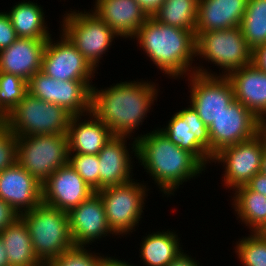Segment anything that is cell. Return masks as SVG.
I'll use <instances>...</instances> for the list:
<instances>
[{"instance_id":"obj_1","label":"cell","mask_w":266,"mask_h":266,"mask_svg":"<svg viewBox=\"0 0 266 266\" xmlns=\"http://www.w3.org/2000/svg\"><path fill=\"white\" fill-rule=\"evenodd\" d=\"M134 139L131 154L146 170L159 190L169 197L191 178L200 176L205 166L189 151L171 142L158 128Z\"/></svg>"},{"instance_id":"obj_2","label":"cell","mask_w":266,"mask_h":266,"mask_svg":"<svg viewBox=\"0 0 266 266\" xmlns=\"http://www.w3.org/2000/svg\"><path fill=\"white\" fill-rule=\"evenodd\" d=\"M112 85L100 90L92 87L91 112L114 136L131 137L150 113L158 96V85L143 80Z\"/></svg>"},{"instance_id":"obj_3","label":"cell","mask_w":266,"mask_h":266,"mask_svg":"<svg viewBox=\"0 0 266 266\" xmlns=\"http://www.w3.org/2000/svg\"><path fill=\"white\" fill-rule=\"evenodd\" d=\"M135 38L144 54L170 78L180 79L184 74L195 73L192 61L196 57V35L193 32L160 23L150 16Z\"/></svg>"},{"instance_id":"obj_4","label":"cell","mask_w":266,"mask_h":266,"mask_svg":"<svg viewBox=\"0 0 266 266\" xmlns=\"http://www.w3.org/2000/svg\"><path fill=\"white\" fill-rule=\"evenodd\" d=\"M20 218L28 228L34 253L42 264L75 247L66 212L41 202Z\"/></svg>"},{"instance_id":"obj_5","label":"cell","mask_w":266,"mask_h":266,"mask_svg":"<svg viewBox=\"0 0 266 266\" xmlns=\"http://www.w3.org/2000/svg\"><path fill=\"white\" fill-rule=\"evenodd\" d=\"M72 114L29 92L10 112L5 124L15 136L67 134Z\"/></svg>"},{"instance_id":"obj_6","label":"cell","mask_w":266,"mask_h":266,"mask_svg":"<svg viewBox=\"0 0 266 266\" xmlns=\"http://www.w3.org/2000/svg\"><path fill=\"white\" fill-rule=\"evenodd\" d=\"M16 162L43 184L58 168L68 164L67 134L16 136Z\"/></svg>"},{"instance_id":"obj_7","label":"cell","mask_w":266,"mask_h":266,"mask_svg":"<svg viewBox=\"0 0 266 266\" xmlns=\"http://www.w3.org/2000/svg\"><path fill=\"white\" fill-rule=\"evenodd\" d=\"M134 180L96 191L103 201L108 226L116 236L135 231L144 212L149 188Z\"/></svg>"},{"instance_id":"obj_8","label":"cell","mask_w":266,"mask_h":266,"mask_svg":"<svg viewBox=\"0 0 266 266\" xmlns=\"http://www.w3.org/2000/svg\"><path fill=\"white\" fill-rule=\"evenodd\" d=\"M61 31L96 69L102 55L108 52L114 38L119 37L93 11H68L63 15Z\"/></svg>"},{"instance_id":"obj_9","label":"cell","mask_w":266,"mask_h":266,"mask_svg":"<svg viewBox=\"0 0 266 266\" xmlns=\"http://www.w3.org/2000/svg\"><path fill=\"white\" fill-rule=\"evenodd\" d=\"M219 66V76L252 64V49L246 43L240 27L199 32L196 35V57ZM212 62V63H211Z\"/></svg>"},{"instance_id":"obj_10","label":"cell","mask_w":266,"mask_h":266,"mask_svg":"<svg viewBox=\"0 0 266 266\" xmlns=\"http://www.w3.org/2000/svg\"><path fill=\"white\" fill-rule=\"evenodd\" d=\"M188 80L189 103L205 126L209 127L235 100L232 84L226 76L211 73V70L208 72L203 66H197L195 73L188 76Z\"/></svg>"},{"instance_id":"obj_11","label":"cell","mask_w":266,"mask_h":266,"mask_svg":"<svg viewBox=\"0 0 266 266\" xmlns=\"http://www.w3.org/2000/svg\"><path fill=\"white\" fill-rule=\"evenodd\" d=\"M92 81L56 80L43 72L28 81V92L41 100L63 107L73 116L91 112Z\"/></svg>"},{"instance_id":"obj_12","label":"cell","mask_w":266,"mask_h":266,"mask_svg":"<svg viewBox=\"0 0 266 266\" xmlns=\"http://www.w3.org/2000/svg\"><path fill=\"white\" fill-rule=\"evenodd\" d=\"M266 145L264 135L259 132L251 139L223 148L212 158V163L221 162L225 173L223 186L234 191L246 185L261 171L262 154Z\"/></svg>"},{"instance_id":"obj_13","label":"cell","mask_w":266,"mask_h":266,"mask_svg":"<svg viewBox=\"0 0 266 266\" xmlns=\"http://www.w3.org/2000/svg\"><path fill=\"white\" fill-rule=\"evenodd\" d=\"M60 36L57 42L51 37L46 41L41 72L61 81H92L97 69L83 57L63 32Z\"/></svg>"},{"instance_id":"obj_14","label":"cell","mask_w":266,"mask_h":266,"mask_svg":"<svg viewBox=\"0 0 266 266\" xmlns=\"http://www.w3.org/2000/svg\"><path fill=\"white\" fill-rule=\"evenodd\" d=\"M210 155L251 139L260 132V121L242 103L234 100L208 127Z\"/></svg>"},{"instance_id":"obj_15","label":"cell","mask_w":266,"mask_h":266,"mask_svg":"<svg viewBox=\"0 0 266 266\" xmlns=\"http://www.w3.org/2000/svg\"><path fill=\"white\" fill-rule=\"evenodd\" d=\"M175 145L192 153L205 167L212 163L209 129L189 105L174 113L165 128H159Z\"/></svg>"},{"instance_id":"obj_16","label":"cell","mask_w":266,"mask_h":266,"mask_svg":"<svg viewBox=\"0 0 266 266\" xmlns=\"http://www.w3.org/2000/svg\"><path fill=\"white\" fill-rule=\"evenodd\" d=\"M95 193L69 164L58 168L42 184V202L66 213Z\"/></svg>"},{"instance_id":"obj_17","label":"cell","mask_w":266,"mask_h":266,"mask_svg":"<svg viewBox=\"0 0 266 266\" xmlns=\"http://www.w3.org/2000/svg\"><path fill=\"white\" fill-rule=\"evenodd\" d=\"M67 214L75 246L88 247V244L96 242L97 239L100 240L102 236H109V234L115 236L108 226L104 204L97 193L71 209Z\"/></svg>"},{"instance_id":"obj_18","label":"cell","mask_w":266,"mask_h":266,"mask_svg":"<svg viewBox=\"0 0 266 266\" xmlns=\"http://www.w3.org/2000/svg\"><path fill=\"white\" fill-rule=\"evenodd\" d=\"M0 198L21 215L42 202V184L15 162L0 172Z\"/></svg>"},{"instance_id":"obj_19","label":"cell","mask_w":266,"mask_h":266,"mask_svg":"<svg viewBox=\"0 0 266 266\" xmlns=\"http://www.w3.org/2000/svg\"><path fill=\"white\" fill-rule=\"evenodd\" d=\"M47 40L18 37L8 48L0 51V72L17 75L28 82L41 71Z\"/></svg>"},{"instance_id":"obj_20","label":"cell","mask_w":266,"mask_h":266,"mask_svg":"<svg viewBox=\"0 0 266 266\" xmlns=\"http://www.w3.org/2000/svg\"><path fill=\"white\" fill-rule=\"evenodd\" d=\"M91 11L118 36L131 40L150 17L136 0H95Z\"/></svg>"},{"instance_id":"obj_21","label":"cell","mask_w":266,"mask_h":266,"mask_svg":"<svg viewBox=\"0 0 266 266\" xmlns=\"http://www.w3.org/2000/svg\"><path fill=\"white\" fill-rule=\"evenodd\" d=\"M233 87L234 99L242 103L259 121L266 117V72L249 64L226 76Z\"/></svg>"},{"instance_id":"obj_22","label":"cell","mask_w":266,"mask_h":266,"mask_svg":"<svg viewBox=\"0 0 266 266\" xmlns=\"http://www.w3.org/2000/svg\"><path fill=\"white\" fill-rule=\"evenodd\" d=\"M126 138L129 137L113 136L97 154L99 159V190L133 179V158L129 154L128 139Z\"/></svg>"},{"instance_id":"obj_23","label":"cell","mask_w":266,"mask_h":266,"mask_svg":"<svg viewBox=\"0 0 266 266\" xmlns=\"http://www.w3.org/2000/svg\"><path fill=\"white\" fill-rule=\"evenodd\" d=\"M85 116L84 119L82 115L72 116L70 120L67 133L69 153L97 155L114 135L92 112Z\"/></svg>"},{"instance_id":"obj_24","label":"cell","mask_w":266,"mask_h":266,"mask_svg":"<svg viewBox=\"0 0 266 266\" xmlns=\"http://www.w3.org/2000/svg\"><path fill=\"white\" fill-rule=\"evenodd\" d=\"M248 0H198L195 35L240 27Z\"/></svg>"},{"instance_id":"obj_25","label":"cell","mask_w":266,"mask_h":266,"mask_svg":"<svg viewBox=\"0 0 266 266\" xmlns=\"http://www.w3.org/2000/svg\"><path fill=\"white\" fill-rule=\"evenodd\" d=\"M141 243L139 257L146 266H167L184 251L174 230L152 232L143 237Z\"/></svg>"},{"instance_id":"obj_26","label":"cell","mask_w":266,"mask_h":266,"mask_svg":"<svg viewBox=\"0 0 266 266\" xmlns=\"http://www.w3.org/2000/svg\"><path fill=\"white\" fill-rule=\"evenodd\" d=\"M9 266H41L34 253L27 226L21 218L0 232Z\"/></svg>"},{"instance_id":"obj_27","label":"cell","mask_w":266,"mask_h":266,"mask_svg":"<svg viewBox=\"0 0 266 266\" xmlns=\"http://www.w3.org/2000/svg\"><path fill=\"white\" fill-rule=\"evenodd\" d=\"M10 17L17 37L33 39H49L52 34L49 33L43 8L32 1L16 3L7 12Z\"/></svg>"},{"instance_id":"obj_28","label":"cell","mask_w":266,"mask_h":266,"mask_svg":"<svg viewBox=\"0 0 266 266\" xmlns=\"http://www.w3.org/2000/svg\"><path fill=\"white\" fill-rule=\"evenodd\" d=\"M233 208L240 220L252 231L261 232L266 227V196L250 190L246 185L234 190Z\"/></svg>"},{"instance_id":"obj_29","label":"cell","mask_w":266,"mask_h":266,"mask_svg":"<svg viewBox=\"0 0 266 266\" xmlns=\"http://www.w3.org/2000/svg\"><path fill=\"white\" fill-rule=\"evenodd\" d=\"M198 0H165L152 17L163 24L195 34Z\"/></svg>"},{"instance_id":"obj_30","label":"cell","mask_w":266,"mask_h":266,"mask_svg":"<svg viewBox=\"0 0 266 266\" xmlns=\"http://www.w3.org/2000/svg\"><path fill=\"white\" fill-rule=\"evenodd\" d=\"M240 29L253 50L266 43V0H248Z\"/></svg>"},{"instance_id":"obj_31","label":"cell","mask_w":266,"mask_h":266,"mask_svg":"<svg viewBox=\"0 0 266 266\" xmlns=\"http://www.w3.org/2000/svg\"><path fill=\"white\" fill-rule=\"evenodd\" d=\"M249 232L251 235L238 240L235 252L244 266H266V236Z\"/></svg>"},{"instance_id":"obj_32","label":"cell","mask_w":266,"mask_h":266,"mask_svg":"<svg viewBox=\"0 0 266 266\" xmlns=\"http://www.w3.org/2000/svg\"><path fill=\"white\" fill-rule=\"evenodd\" d=\"M27 93V81L17 75L0 72V107L8 115Z\"/></svg>"},{"instance_id":"obj_33","label":"cell","mask_w":266,"mask_h":266,"mask_svg":"<svg viewBox=\"0 0 266 266\" xmlns=\"http://www.w3.org/2000/svg\"><path fill=\"white\" fill-rule=\"evenodd\" d=\"M68 164L92 189L99 190L98 155L69 153Z\"/></svg>"},{"instance_id":"obj_34","label":"cell","mask_w":266,"mask_h":266,"mask_svg":"<svg viewBox=\"0 0 266 266\" xmlns=\"http://www.w3.org/2000/svg\"><path fill=\"white\" fill-rule=\"evenodd\" d=\"M84 246H75L74 248L64 252L56 259L48 262L47 266H100V262L104 255L91 252Z\"/></svg>"},{"instance_id":"obj_35","label":"cell","mask_w":266,"mask_h":266,"mask_svg":"<svg viewBox=\"0 0 266 266\" xmlns=\"http://www.w3.org/2000/svg\"><path fill=\"white\" fill-rule=\"evenodd\" d=\"M17 160L16 136L5 123H0V172Z\"/></svg>"},{"instance_id":"obj_36","label":"cell","mask_w":266,"mask_h":266,"mask_svg":"<svg viewBox=\"0 0 266 266\" xmlns=\"http://www.w3.org/2000/svg\"><path fill=\"white\" fill-rule=\"evenodd\" d=\"M17 38L9 15L7 12H0V51L8 48Z\"/></svg>"},{"instance_id":"obj_37","label":"cell","mask_w":266,"mask_h":266,"mask_svg":"<svg viewBox=\"0 0 266 266\" xmlns=\"http://www.w3.org/2000/svg\"><path fill=\"white\" fill-rule=\"evenodd\" d=\"M18 218H20L18 212L0 198V232L13 224Z\"/></svg>"},{"instance_id":"obj_38","label":"cell","mask_w":266,"mask_h":266,"mask_svg":"<svg viewBox=\"0 0 266 266\" xmlns=\"http://www.w3.org/2000/svg\"><path fill=\"white\" fill-rule=\"evenodd\" d=\"M252 64L266 72V43L252 50Z\"/></svg>"},{"instance_id":"obj_39","label":"cell","mask_w":266,"mask_h":266,"mask_svg":"<svg viewBox=\"0 0 266 266\" xmlns=\"http://www.w3.org/2000/svg\"><path fill=\"white\" fill-rule=\"evenodd\" d=\"M246 186L254 191L259 192L262 195L266 196V175L257 173L253 178L249 180Z\"/></svg>"},{"instance_id":"obj_40","label":"cell","mask_w":266,"mask_h":266,"mask_svg":"<svg viewBox=\"0 0 266 266\" xmlns=\"http://www.w3.org/2000/svg\"><path fill=\"white\" fill-rule=\"evenodd\" d=\"M197 261L198 260H194L191 255L189 256L183 251L167 266H200Z\"/></svg>"},{"instance_id":"obj_41","label":"cell","mask_w":266,"mask_h":266,"mask_svg":"<svg viewBox=\"0 0 266 266\" xmlns=\"http://www.w3.org/2000/svg\"><path fill=\"white\" fill-rule=\"evenodd\" d=\"M145 12L152 16L165 0H136Z\"/></svg>"},{"instance_id":"obj_42","label":"cell","mask_w":266,"mask_h":266,"mask_svg":"<svg viewBox=\"0 0 266 266\" xmlns=\"http://www.w3.org/2000/svg\"><path fill=\"white\" fill-rule=\"evenodd\" d=\"M131 263H126L125 261H121L118 259H115V257H108V256H103L100 266H138V265H133Z\"/></svg>"},{"instance_id":"obj_43","label":"cell","mask_w":266,"mask_h":266,"mask_svg":"<svg viewBox=\"0 0 266 266\" xmlns=\"http://www.w3.org/2000/svg\"><path fill=\"white\" fill-rule=\"evenodd\" d=\"M0 266H9L6 249L0 236Z\"/></svg>"},{"instance_id":"obj_44","label":"cell","mask_w":266,"mask_h":266,"mask_svg":"<svg viewBox=\"0 0 266 266\" xmlns=\"http://www.w3.org/2000/svg\"><path fill=\"white\" fill-rule=\"evenodd\" d=\"M262 174L266 175V145L264 147V152L262 154V163H261V171Z\"/></svg>"},{"instance_id":"obj_45","label":"cell","mask_w":266,"mask_h":266,"mask_svg":"<svg viewBox=\"0 0 266 266\" xmlns=\"http://www.w3.org/2000/svg\"><path fill=\"white\" fill-rule=\"evenodd\" d=\"M260 132L266 139V117L260 121Z\"/></svg>"},{"instance_id":"obj_46","label":"cell","mask_w":266,"mask_h":266,"mask_svg":"<svg viewBox=\"0 0 266 266\" xmlns=\"http://www.w3.org/2000/svg\"><path fill=\"white\" fill-rule=\"evenodd\" d=\"M7 118L8 114L0 107V123H5Z\"/></svg>"},{"instance_id":"obj_47","label":"cell","mask_w":266,"mask_h":266,"mask_svg":"<svg viewBox=\"0 0 266 266\" xmlns=\"http://www.w3.org/2000/svg\"><path fill=\"white\" fill-rule=\"evenodd\" d=\"M261 233L266 236V227L261 231Z\"/></svg>"}]
</instances>
